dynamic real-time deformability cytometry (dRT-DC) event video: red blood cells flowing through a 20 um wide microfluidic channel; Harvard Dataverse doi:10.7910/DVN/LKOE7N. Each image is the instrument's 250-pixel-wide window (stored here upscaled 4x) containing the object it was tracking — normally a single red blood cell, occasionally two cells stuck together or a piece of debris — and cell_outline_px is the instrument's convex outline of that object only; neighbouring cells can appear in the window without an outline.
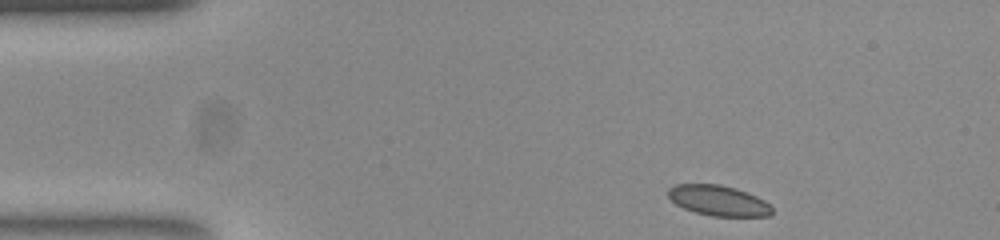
{"species": "common noctule bat (a hibernating species)", "species_latin": "Nyctalus noctula", "temperature_condition": "room temperature", "stored_images_in_passage": 46, "camera_frame_rate_fps": 3000, "um_per_image_px": 0.085, "animal": {"sex": "female", "body_mass_g": 23.0, "forearm_length_mm": 53.4}, "frame": {"image": 1, "passage_image": 1, "time_ms": 0.0, "image_size_px": [1000, 240], "cell_outline_px": [[772, 212], [768, 216], [712, 216], [696, 212], [684, 208], [676, 204], [668, 196], [668, 188], [676, 184], [720, 184], [756, 196], [764, 200], [772, 208]], "centroid_in_image_um": [61.04, 17.05], "position_along_channel_um": 24.0, "area_um2": 18.09}}
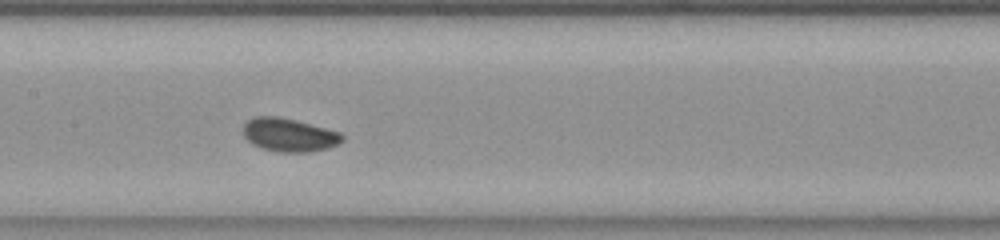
{"frame": {"image": 2, "passage_image": 19, "time_ms": 6.0, "image_size_px": [1000, 240], "cell_outline_px": [[344, 140], [328, 148], [308, 152], [280, 152], [260, 148], [252, 144], [244, 136], [244, 124], [248, 120], [256, 116], [276, 116], [296, 120], [340, 132], [344, 136]], "centroid_in_image_um": [24.57, 11.47], "position_along_channel_um": 182.8, "area_um2": 19.19}}
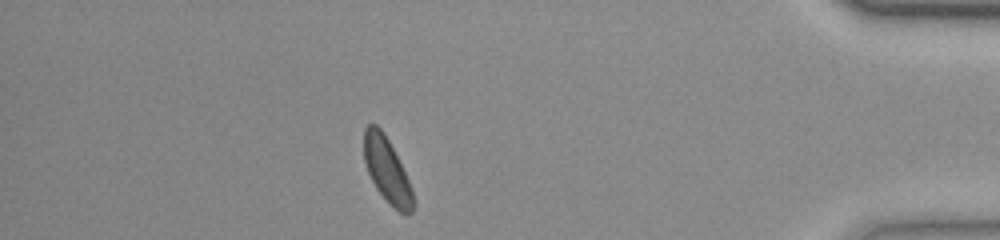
{"frame": {"image": 3, "passage_image": 40, "time_ms": 13.0, "image_size_px": [1000, 240], "cell_outline_px": [[416, 204], [412, 212], [408, 216], [400, 212], [376, 188], [368, 172], [364, 160], [364, 128], [368, 124], [376, 124], [384, 132], [412, 188]], "centroid_in_image_um": [32.9, 14.47], "position_along_channel_um": 402.3, "area_um2": 18.21}, "authors_computed_cell_mechanics": {"area_um2": 18.6405, "velocity_mm_per_s": 3.8133, "shape_relaxation_time_tau1_ms": 2.9115, "shape_relaxation_time_tau2_ms": null, "deformation_change_tau1": 0.088, "deformation_change_tau2": null}}